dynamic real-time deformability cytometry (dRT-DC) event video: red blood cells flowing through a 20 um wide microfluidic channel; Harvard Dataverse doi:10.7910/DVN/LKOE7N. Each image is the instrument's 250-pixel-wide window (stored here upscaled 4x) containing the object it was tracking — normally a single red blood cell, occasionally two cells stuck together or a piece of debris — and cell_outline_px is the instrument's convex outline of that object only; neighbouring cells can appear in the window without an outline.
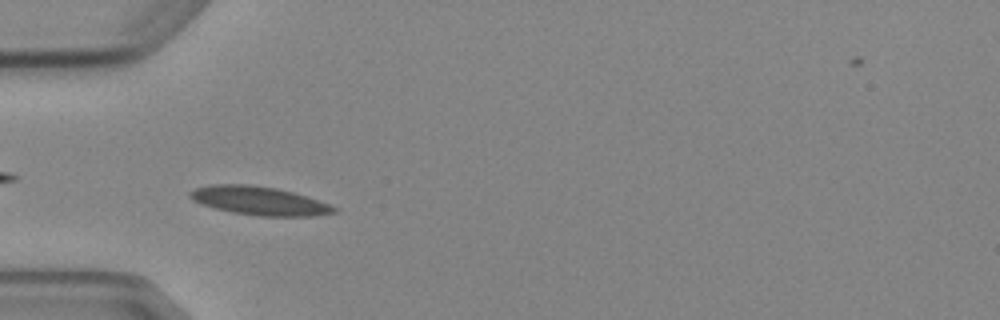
{"species": "Egyptian fruit bat (a non-hibernating species)", "species_latin": "Rousettus aegyptiacus", "temperature_condition": "cold", "stored_images_in_passage": 8, "camera_frame_rate_fps": 3000, "um_per_image_px": 0.085, "animal": {"sex": "female"}, "frame": {"image": 1, "passage_image": 4, "time_ms": 3.333, "image_size_px": [1000, 320], "cell_outline_px": [[340, 208], [336, 212], [312, 216], [260, 216], [232, 212], [200, 204], [192, 200], [188, 196], [188, 192], [196, 188], [212, 184], [248, 184], [276, 188], [292, 192]], "centroid_in_image_um": [21.99, 17.06], "position_along_channel_um": 63.0, "area_um2": 23.81}}
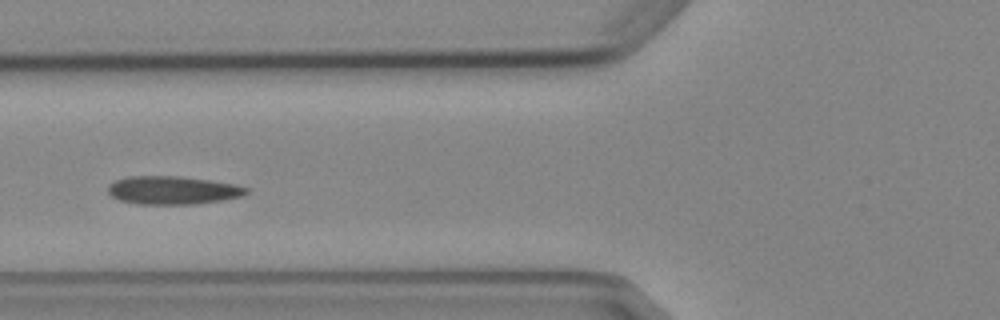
{"frame": {"image": 2, "passage_image": 5, "time_ms": 4.667, "image_size_px": [1000, 320], "cell_outline_px": [[248, 192], [244, 196], [196, 204], [136, 204], [120, 200], [112, 196], [108, 192], [108, 184], [116, 180], [128, 176], [180, 176], [236, 184], [248, 188]], "centroid_in_image_um": [14.67, 16.17], "position_along_channel_um": 111.1, "area_um2": 22.77}}